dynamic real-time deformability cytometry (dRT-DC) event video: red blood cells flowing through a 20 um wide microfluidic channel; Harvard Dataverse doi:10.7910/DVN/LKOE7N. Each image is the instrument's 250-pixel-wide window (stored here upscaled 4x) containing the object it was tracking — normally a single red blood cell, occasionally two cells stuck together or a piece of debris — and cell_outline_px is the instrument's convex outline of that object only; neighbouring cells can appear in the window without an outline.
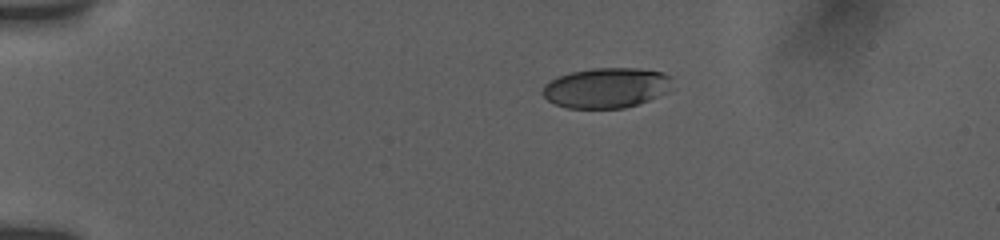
{"species": "human", "species_latin": "Homo sapiens", "temperature_condition": "room temperature", "stored_images_in_passage": 68, "camera_frame_rate_fps": 3000, "um_per_image_px": 0.085, "donor": {"sex": "female"}, "frame": {"image": 1, "passage_image": 1, "time_ms": 0.0, "image_size_px": [1000, 240], "cell_outline_px": [[672, 76], [664, 92], [648, 100], [624, 108], [568, 108], [556, 104], [548, 100], [544, 96], [544, 84], [560, 76], [572, 72], [592, 68], [636, 68], [664, 72]], "centroid_in_image_um": [51.51, 7.46], "position_along_channel_um": 33.5, "area_um2": 29.77}}
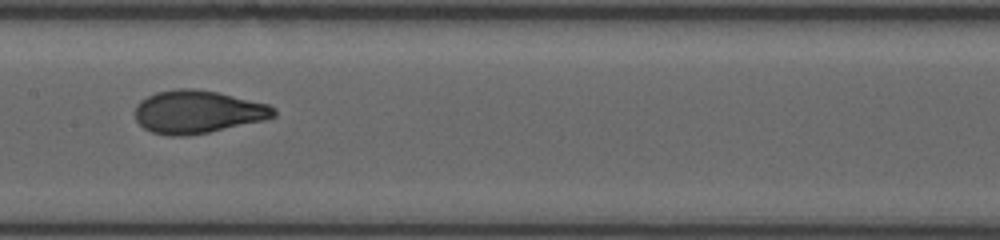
{"frame": {"image": 2, "passage_image": 26, "time_ms": 6.0, "image_size_px": [1000, 240], "cell_outline_px": [[276, 116], [264, 120], [208, 132], [184, 136], [168, 136], [152, 132], [144, 128], [136, 120], [136, 104], [140, 100], [156, 92], [180, 88], [192, 88], [216, 92], [268, 104], [276, 108]], "centroid_in_image_um": [16.79, 9.51], "position_along_channel_um": 190.6, "area_um2": 34.51}}
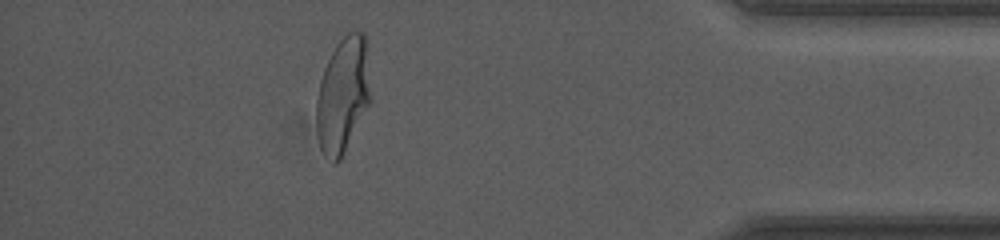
{"frame": {"image": 3, "passage_image": 58, "time_ms": 12.667, "image_size_px": [1000, 240], "cell_outline_px": [[372, 100], [340, 160], [336, 164], [320, 148], [316, 128], [316, 100], [320, 80], [324, 68], [336, 44], [348, 32], [364, 32], [368, 40]], "centroid_in_image_um": [29.19, 8.02], "position_along_channel_um": 406.0, "area_um2": 37.11}, "authors_computed_cell_mechanics": {"area_um2": 33.8708, "velocity_mm_per_s": 3.7679, "shape_relaxation_time_tau1_ms": 4.3977, "shape_relaxation_time_tau2_ms": null, "deformation_change_tau1": 0.1863, "deformation_change_tau2": null}}